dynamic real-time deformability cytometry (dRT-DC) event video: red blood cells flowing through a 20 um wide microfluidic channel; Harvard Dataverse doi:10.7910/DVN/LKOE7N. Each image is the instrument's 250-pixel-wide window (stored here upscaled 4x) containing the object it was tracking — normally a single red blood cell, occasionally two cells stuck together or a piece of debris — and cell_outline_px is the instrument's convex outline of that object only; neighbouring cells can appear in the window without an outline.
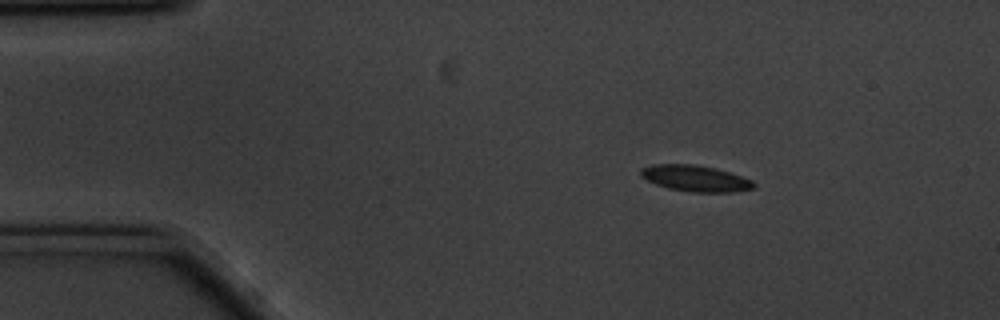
{"species": "common noctule bat (a hibernating species)", "species_latin": "Nyctalus noctula", "temperature_condition": "cold", "stored_images_in_passage": 8, "camera_frame_rate_fps": 3000, "um_per_image_px": 0.085, "animal": {"sex": "male", "body_mass_g": 20.1, "forearm_length_mm": 53.5}, "frame": {"image": 1, "passage_image": 4, "time_ms": 1.0, "image_size_px": [1000, 320], "cell_outline_px": [[756, 188], [732, 192], [692, 192], [668, 188], [656, 184], [640, 176], [640, 168], [652, 164], [692, 164], [716, 168], [752, 180], [756, 184]], "centroid_in_image_um": [59.1, 15.16], "position_along_channel_um": 25.9, "area_um2": 17.22}}